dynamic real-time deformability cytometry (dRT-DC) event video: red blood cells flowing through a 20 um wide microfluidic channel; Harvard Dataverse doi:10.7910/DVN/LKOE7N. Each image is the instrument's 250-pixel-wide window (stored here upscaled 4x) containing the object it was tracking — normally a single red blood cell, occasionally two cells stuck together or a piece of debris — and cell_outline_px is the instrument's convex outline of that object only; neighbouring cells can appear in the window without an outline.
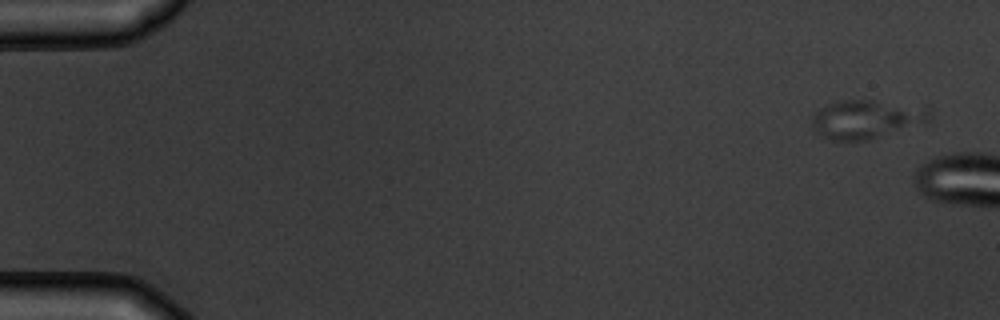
{"species": "common noctule bat (a hibernating species)", "species_latin": "Nyctalus noctula", "temperature_condition": "warm", "stored_images_in_passage": 3, "camera_frame_rate_fps": 3000, "um_per_image_px": 0.085, "animal": {"sex": "male", "body_mass_g": 19.5, "forearm_length_mm": 54.6}, "frame": {"image": 1, "passage_image": 1, "time_ms": 0.0, "image_size_px": [1000, 320], "cell_outline_px": [[932, 116], [928, 120], [872, 140], [828, 140], [816, 132], [812, 128], [812, 116], [820, 108], [828, 104], [844, 100], [868, 100], [932, 108]], "centroid_in_image_um": [73.6, 10.14], "position_along_channel_um": 11.4, "area_um2": 26.24}}